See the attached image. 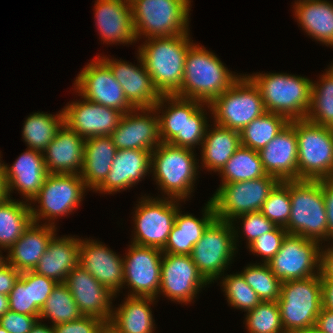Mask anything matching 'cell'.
<instances>
[{"mask_svg":"<svg viewBox=\"0 0 333 333\" xmlns=\"http://www.w3.org/2000/svg\"><path fill=\"white\" fill-rule=\"evenodd\" d=\"M206 106L210 105L177 95H161L154 108L159 118L162 143L192 150L202 145L206 128L210 125Z\"/></svg>","mask_w":333,"mask_h":333,"instance_id":"cell-1","label":"cell"},{"mask_svg":"<svg viewBox=\"0 0 333 333\" xmlns=\"http://www.w3.org/2000/svg\"><path fill=\"white\" fill-rule=\"evenodd\" d=\"M189 35L150 38L138 47L137 52L160 95H176L180 91L185 58L194 44Z\"/></svg>","mask_w":333,"mask_h":333,"instance_id":"cell-2","label":"cell"},{"mask_svg":"<svg viewBox=\"0 0 333 333\" xmlns=\"http://www.w3.org/2000/svg\"><path fill=\"white\" fill-rule=\"evenodd\" d=\"M240 76L228 70L213 52L194 43L187 52L183 82L176 95L210 104Z\"/></svg>","mask_w":333,"mask_h":333,"instance_id":"cell-3","label":"cell"},{"mask_svg":"<svg viewBox=\"0 0 333 333\" xmlns=\"http://www.w3.org/2000/svg\"><path fill=\"white\" fill-rule=\"evenodd\" d=\"M259 88L266 112L289 122L306 118L311 103L312 80L287 73L246 74Z\"/></svg>","mask_w":333,"mask_h":333,"instance_id":"cell-4","label":"cell"},{"mask_svg":"<svg viewBox=\"0 0 333 333\" xmlns=\"http://www.w3.org/2000/svg\"><path fill=\"white\" fill-rule=\"evenodd\" d=\"M195 156L192 149L162 142L151 152V173L163 198L185 202L192 195L200 167Z\"/></svg>","mask_w":333,"mask_h":333,"instance_id":"cell-5","label":"cell"},{"mask_svg":"<svg viewBox=\"0 0 333 333\" xmlns=\"http://www.w3.org/2000/svg\"><path fill=\"white\" fill-rule=\"evenodd\" d=\"M290 218L284 227L288 234L319 242L328 241V223L323 180L289 181Z\"/></svg>","mask_w":333,"mask_h":333,"instance_id":"cell-6","label":"cell"},{"mask_svg":"<svg viewBox=\"0 0 333 333\" xmlns=\"http://www.w3.org/2000/svg\"><path fill=\"white\" fill-rule=\"evenodd\" d=\"M136 39L189 33L190 0H129Z\"/></svg>","mask_w":333,"mask_h":333,"instance_id":"cell-7","label":"cell"},{"mask_svg":"<svg viewBox=\"0 0 333 333\" xmlns=\"http://www.w3.org/2000/svg\"><path fill=\"white\" fill-rule=\"evenodd\" d=\"M277 302L285 333L314 327L323 308L320 274L282 282Z\"/></svg>","mask_w":333,"mask_h":333,"instance_id":"cell-8","label":"cell"},{"mask_svg":"<svg viewBox=\"0 0 333 333\" xmlns=\"http://www.w3.org/2000/svg\"><path fill=\"white\" fill-rule=\"evenodd\" d=\"M209 105L214 124L237 132L266 112L259 88L246 74Z\"/></svg>","mask_w":333,"mask_h":333,"instance_id":"cell-9","label":"cell"},{"mask_svg":"<svg viewBox=\"0 0 333 333\" xmlns=\"http://www.w3.org/2000/svg\"><path fill=\"white\" fill-rule=\"evenodd\" d=\"M298 180L333 179V128L295 120Z\"/></svg>","mask_w":333,"mask_h":333,"instance_id":"cell-10","label":"cell"},{"mask_svg":"<svg viewBox=\"0 0 333 333\" xmlns=\"http://www.w3.org/2000/svg\"><path fill=\"white\" fill-rule=\"evenodd\" d=\"M239 231V232H238ZM240 230L234 222L215 219L194 245L190 254L199 272L211 284L221 279L224 270L232 264Z\"/></svg>","mask_w":333,"mask_h":333,"instance_id":"cell-11","label":"cell"},{"mask_svg":"<svg viewBox=\"0 0 333 333\" xmlns=\"http://www.w3.org/2000/svg\"><path fill=\"white\" fill-rule=\"evenodd\" d=\"M86 189L89 190L79 174L49 173L37 195L29 202L39 204L37 207L30 205L32 221L47 220L49 225L55 226L57 217L67 216L80 206Z\"/></svg>","mask_w":333,"mask_h":333,"instance_id":"cell-12","label":"cell"},{"mask_svg":"<svg viewBox=\"0 0 333 333\" xmlns=\"http://www.w3.org/2000/svg\"><path fill=\"white\" fill-rule=\"evenodd\" d=\"M280 181L271 175L243 182L220 184L210 198L217 219L231 222L235 217L260 211Z\"/></svg>","mask_w":333,"mask_h":333,"instance_id":"cell-13","label":"cell"},{"mask_svg":"<svg viewBox=\"0 0 333 333\" xmlns=\"http://www.w3.org/2000/svg\"><path fill=\"white\" fill-rule=\"evenodd\" d=\"M142 196L133 217L134 237L131 243L163 249L175 223L181 200Z\"/></svg>","mask_w":333,"mask_h":333,"instance_id":"cell-14","label":"cell"},{"mask_svg":"<svg viewBox=\"0 0 333 333\" xmlns=\"http://www.w3.org/2000/svg\"><path fill=\"white\" fill-rule=\"evenodd\" d=\"M321 245L316 240L287 234L280 250L267 264L281 282L317 276L320 274Z\"/></svg>","mask_w":333,"mask_h":333,"instance_id":"cell-15","label":"cell"},{"mask_svg":"<svg viewBox=\"0 0 333 333\" xmlns=\"http://www.w3.org/2000/svg\"><path fill=\"white\" fill-rule=\"evenodd\" d=\"M84 67L73 83L78 96L123 114L134 109L109 66L99 56Z\"/></svg>","mask_w":333,"mask_h":333,"instance_id":"cell-16","label":"cell"},{"mask_svg":"<svg viewBox=\"0 0 333 333\" xmlns=\"http://www.w3.org/2000/svg\"><path fill=\"white\" fill-rule=\"evenodd\" d=\"M123 257L124 286L130 288L127 296L158 298L161 282V249L131 243ZM127 284V285H126Z\"/></svg>","mask_w":333,"mask_h":333,"instance_id":"cell-17","label":"cell"},{"mask_svg":"<svg viewBox=\"0 0 333 333\" xmlns=\"http://www.w3.org/2000/svg\"><path fill=\"white\" fill-rule=\"evenodd\" d=\"M207 284L210 283L199 272L190 255L163 253L159 295L162 293L179 304H189Z\"/></svg>","mask_w":333,"mask_h":333,"instance_id":"cell-18","label":"cell"},{"mask_svg":"<svg viewBox=\"0 0 333 333\" xmlns=\"http://www.w3.org/2000/svg\"><path fill=\"white\" fill-rule=\"evenodd\" d=\"M110 137L117 150L153 151L162 142L155 108H136L124 113Z\"/></svg>","mask_w":333,"mask_h":333,"instance_id":"cell-19","label":"cell"},{"mask_svg":"<svg viewBox=\"0 0 333 333\" xmlns=\"http://www.w3.org/2000/svg\"><path fill=\"white\" fill-rule=\"evenodd\" d=\"M72 101L62 109L64 123L85 140L96 136H110L123 113L86 100Z\"/></svg>","mask_w":333,"mask_h":333,"instance_id":"cell-20","label":"cell"},{"mask_svg":"<svg viewBox=\"0 0 333 333\" xmlns=\"http://www.w3.org/2000/svg\"><path fill=\"white\" fill-rule=\"evenodd\" d=\"M64 284L72 293V297L83 316H93L102 321L112 318L113 294L107 287L97 281L80 264L67 275Z\"/></svg>","mask_w":333,"mask_h":333,"instance_id":"cell-21","label":"cell"},{"mask_svg":"<svg viewBox=\"0 0 333 333\" xmlns=\"http://www.w3.org/2000/svg\"><path fill=\"white\" fill-rule=\"evenodd\" d=\"M137 56L140 63L138 67L121 59H109L106 56L99 55L121 85L128 103L134 109L152 108L158 103L161 95L154 87L141 56L139 54Z\"/></svg>","mask_w":333,"mask_h":333,"instance_id":"cell-22","label":"cell"},{"mask_svg":"<svg viewBox=\"0 0 333 333\" xmlns=\"http://www.w3.org/2000/svg\"><path fill=\"white\" fill-rule=\"evenodd\" d=\"M79 264L115 296L123 288V258L102 242L94 239H81Z\"/></svg>","mask_w":333,"mask_h":333,"instance_id":"cell-23","label":"cell"},{"mask_svg":"<svg viewBox=\"0 0 333 333\" xmlns=\"http://www.w3.org/2000/svg\"><path fill=\"white\" fill-rule=\"evenodd\" d=\"M264 171L279 181L298 180V144L295 120L290 121L259 151Z\"/></svg>","mask_w":333,"mask_h":333,"instance_id":"cell-24","label":"cell"},{"mask_svg":"<svg viewBox=\"0 0 333 333\" xmlns=\"http://www.w3.org/2000/svg\"><path fill=\"white\" fill-rule=\"evenodd\" d=\"M151 152L140 149L117 150L107 177L94 192L113 194L142 181L151 173Z\"/></svg>","mask_w":333,"mask_h":333,"instance_id":"cell-25","label":"cell"},{"mask_svg":"<svg viewBox=\"0 0 333 333\" xmlns=\"http://www.w3.org/2000/svg\"><path fill=\"white\" fill-rule=\"evenodd\" d=\"M94 10L95 24L103 44L137 42L129 0H96Z\"/></svg>","mask_w":333,"mask_h":333,"instance_id":"cell-26","label":"cell"},{"mask_svg":"<svg viewBox=\"0 0 333 333\" xmlns=\"http://www.w3.org/2000/svg\"><path fill=\"white\" fill-rule=\"evenodd\" d=\"M48 174L43 152L27 148L12 166L5 164L4 175L8 198L16 189L23 199L25 198V202H31L43 186Z\"/></svg>","mask_w":333,"mask_h":333,"instance_id":"cell-27","label":"cell"},{"mask_svg":"<svg viewBox=\"0 0 333 333\" xmlns=\"http://www.w3.org/2000/svg\"><path fill=\"white\" fill-rule=\"evenodd\" d=\"M85 139L65 123L43 151L48 173L80 174L84 158Z\"/></svg>","mask_w":333,"mask_h":333,"instance_id":"cell-28","label":"cell"},{"mask_svg":"<svg viewBox=\"0 0 333 333\" xmlns=\"http://www.w3.org/2000/svg\"><path fill=\"white\" fill-rule=\"evenodd\" d=\"M56 227L31 222L22 236L8 249L4 260L20 272L34 270L56 234Z\"/></svg>","mask_w":333,"mask_h":333,"instance_id":"cell-29","label":"cell"},{"mask_svg":"<svg viewBox=\"0 0 333 333\" xmlns=\"http://www.w3.org/2000/svg\"><path fill=\"white\" fill-rule=\"evenodd\" d=\"M203 209L201 219L190 213L181 214V209H178L175 223L165 247L162 249L163 253L175 255L191 254L194 245L204 234L207 227L217 218L211 200H208Z\"/></svg>","mask_w":333,"mask_h":333,"instance_id":"cell-30","label":"cell"},{"mask_svg":"<svg viewBox=\"0 0 333 333\" xmlns=\"http://www.w3.org/2000/svg\"><path fill=\"white\" fill-rule=\"evenodd\" d=\"M56 235L50 240L33 271L57 283H64L67 275L79 264L81 238L65 235L60 238Z\"/></svg>","mask_w":333,"mask_h":333,"instance_id":"cell-31","label":"cell"},{"mask_svg":"<svg viewBox=\"0 0 333 333\" xmlns=\"http://www.w3.org/2000/svg\"><path fill=\"white\" fill-rule=\"evenodd\" d=\"M295 18L307 35L333 47V2L327 0H297L293 6Z\"/></svg>","mask_w":333,"mask_h":333,"instance_id":"cell-32","label":"cell"},{"mask_svg":"<svg viewBox=\"0 0 333 333\" xmlns=\"http://www.w3.org/2000/svg\"><path fill=\"white\" fill-rule=\"evenodd\" d=\"M117 153L110 136H96L85 140L80 177L85 186L95 190L107 177Z\"/></svg>","mask_w":333,"mask_h":333,"instance_id":"cell-33","label":"cell"},{"mask_svg":"<svg viewBox=\"0 0 333 333\" xmlns=\"http://www.w3.org/2000/svg\"><path fill=\"white\" fill-rule=\"evenodd\" d=\"M206 128L202 142L201 166L208 171L218 173L241 146L240 132L214 124L211 130Z\"/></svg>","mask_w":333,"mask_h":333,"instance_id":"cell-34","label":"cell"},{"mask_svg":"<svg viewBox=\"0 0 333 333\" xmlns=\"http://www.w3.org/2000/svg\"><path fill=\"white\" fill-rule=\"evenodd\" d=\"M119 307H113L111 322L122 333H154L151 305L154 297L128 296Z\"/></svg>","mask_w":333,"mask_h":333,"instance_id":"cell-35","label":"cell"},{"mask_svg":"<svg viewBox=\"0 0 333 333\" xmlns=\"http://www.w3.org/2000/svg\"><path fill=\"white\" fill-rule=\"evenodd\" d=\"M30 205L11 198L0 204V250H8L31 224Z\"/></svg>","mask_w":333,"mask_h":333,"instance_id":"cell-36","label":"cell"},{"mask_svg":"<svg viewBox=\"0 0 333 333\" xmlns=\"http://www.w3.org/2000/svg\"><path fill=\"white\" fill-rule=\"evenodd\" d=\"M27 117L23 124L22 138L28 149L43 152L63 125L64 112L61 110L53 115L42 111Z\"/></svg>","mask_w":333,"mask_h":333,"instance_id":"cell-37","label":"cell"},{"mask_svg":"<svg viewBox=\"0 0 333 333\" xmlns=\"http://www.w3.org/2000/svg\"><path fill=\"white\" fill-rule=\"evenodd\" d=\"M221 184L243 182L266 176L258 151L241 145L218 173Z\"/></svg>","mask_w":333,"mask_h":333,"instance_id":"cell-38","label":"cell"},{"mask_svg":"<svg viewBox=\"0 0 333 333\" xmlns=\"http://www.w3.org/2000/svg\"><path fill=\"white\" fill-rule=\"evenodd\" d=\"M319 79L312 81L311 103L305 119L333 128V63Z\"/></svg>","mask_w":333,"mask_h":333,"instance_id":"cell-39","label":"cell"},{"mask_svg":"<svg viewBox=\"0 0 333 333\" xmlns=\"http://www.w3.org/2000/svg\"><path fill=\"white\" fill-rule=\"evenodd\" d=\"M289 121L282 115L265 112L240 131L241 145L255 151L264 148Z\"/></svg>","mask_w":333,"mask_h":333,"instance_id":"cell-40","label":"cell"},{"mask_svg":"<svg viewBox=\"0 0 333 333\" xmlns=\"http://www.w3.org/2000/svg\"><path fill=\"white\" fill-rule=\"evenodd\" d=\"M82 316L68 287L64 283H58L41 308L39 321L46 318L51 320L52 326H55L77 320Z\"/></svg>","mask_w":333,"mask_h":333,"instance_id":"cell-41","label":"cell"},{"mask_svg":"<svg viewBox=\"0 0 333 333\" xmlns=\"http://www.w3.org/2000/svg\"><path fill=\"white\" fill-rule=\"evenodd\" d=\"M240 274L261 301L279 299L282 282L273 274L267 263L248 264Z\"/></svg>","mask_w":333,"mask_h":333,"instance_id":"cell-42","label":"cell"},{"mask_svg":"<svg viewBox=\"0 0 333 333\" xmlns=\"http://www.w3.org/2000/svg\"><path fill=\"white\" fill-rule=\"evenodd\" d=\"M245 325L248 333H285L277 301H262L246 312Z\"/></svg>","mask_w":333,"mask_h":333,"instance_id":"cell-43","label":"cell"},{"mask_svg":"<svg viewBox=\"0 0 333 333\" xmlns=\"http://www.w3.org/2000/svg\"><path fill=\"white\" fill-rule=\"evenodd\" d=\"M220 283L231 307L249 312L262 302L240 272L226 275Z\"/></svg>","mask_w":333,"mask_h":333,"instance_id":"cell-44","label":"cell"},{"mask_svg":"<svg viewBox=\"0 0 333 333\" xmlns=\"http://www.w3.org/2000/svg\"><path fill=\"white\" fill-rule=\"evenodd\" d=\"M289 181H280L270 192L260 212L276 226L285 227L290 218Z\"/></svg>","mask_w":333,"mask_h":333,"instance_id":"cell-45","label":"cell"},{"mask_svg":"<svg viewBox=\"0 0 333 333\" xmlns=\"http://www.w3.org/2000/svg\"><path fill=\"white\" fill-rule=\"evenodd\" d=\"M9 310L19 314L39 316L40 309L32 304L30 286V271L21 272L19 279L14 284L8 295Z\"/></svg>","mask_w":333,"mask_h":333,"instance_id":"cell-46","label":"cell"},{"mask_svg":"<svg viewBox=\"0 0 333 333\" xmlns=\"http://www.w3.org/2000/svg\"><path fill=\"white\" fill-rule=\"evenodd\" d=\"M286 229L276 226L272 231L264 233L253 240L247 247L254 255H260L263 263H268L270 259L280 250L285 236Z\"/></svg>","mask_w":333,"mask_h":333,"instance_id":"cell-47","label":"cell"},{"mask_svg":"<svg viewBox=\"0 0 333 333\" xmlns=\"http://www.w3.org/2000/svg\"><path fill=\"white\" fill-rule=\"evenodd\" d=\"M242 220L240 223L242 235H245L247 239L246 243L248 246L253 240L260 235L272 231L276 225L266 218L260 211L250 212L235 217L231 222Z\"/></svg>","mask_w":333,"mask_h":333,"instance_id":"cell-48","label":"cell"},{"mask_svg":"<svg viewBox=\"0 0 333 333\" xmlns=\"http://www.w3.org/2000/svg\"><path fill=\"white\" fill-rule=\"evenodd\" d=\"M57 284L58 283L53 279L30 270L32 304H35L41 310Z\"/></svg>","mask_w":333,"mask_h":333,"instance_id":"cell-49","label":"cell"},{"mask_svg":"<svg viewBox=\"0 0 333 333\" xmlns=\"http://www.w3.org/2000/svg\"><path fill=\"white\" fill-rule=\"evenodd\" d=\"M39 320V316L19 314L8 310L0 317V325L9 333H29Z\"/></svg>","mask_w":333,"mask_h":333,"instance_id":"cell-50","label":"cell"},{"mask_svg":"<svg viewBox=\"0 0 333 333\" xmlns=\"http://www.w3.org/2000/svg\"><path fill=\"white\" fill-rule=\"evenodd\" d=\"M103 321L93 316H82L77 320L53 326L54 333H98Z\"/></svg>","mask_w":333,"mask_h":333,"instance_id":"cell-51","label":"cell"},{"mask_svg":"<svg viewBox=\"0 0 333 333\" xmlns=\"http://www.w3.org/2000/svg\"><path fill=\"white\" fill-rule=\"evenodd\" d=\"M21 272L5 260L0 263V293L8 296L14 284L19 279Z\"/></svg>","mask_w":333,"mask_h":333,"instance_id":"cell-52","label":"cell"},{"mask_svg":"<svg viewBox=\"0 0 333 333\" xmlns=\"http://www.w3.org/2000/svg\"><path fill=\"white\" fill-rule=\"evenodd\" d=\"M323 195L328 223V241H331L333 239V179L323 180Z\"/></svg>","mask_w":333,"mask_h":333,"instance_id":"cell-53","label":"cell"},{"mask_svg":"<svg viewBox=\"0 0 333 333\" xmlns=\"http://www.w3.org/2000/svg\"><path fill=\"white\" fill-rule=\"evenodd\" d=\"M333 244V242H331ZM321 249L320 276L321 280H333V245Z\"/></svg>","mask_w":333,"mask_h":333,"instance_id":"cell-54","label":"cell"},{"mask_svg":"<svg viewBox=\"0 0 333 333\" xmlns=\"http://www.w3.org/2000/svg\"><path fill=\"white\" fill-rule=\"evenodd\" d=\"M315 326L323 333H333V311L322 308Z\"/></svg>","mask_w":333,"mask_h":333,"instance_id":"cell-55","label":"cell"},{"mask_svg":"<svg viewBox=\"0 0 333 333\" xmlns=\"http://www.w3.org/2000/svg\"><path fill=\"white\" fill-rule=\"evenodd\" d=\"M323 308L333 311V280H321Z\"/></svg>","mask_w":333,"mask_h":333,"instance_id":"cell-56","label":"cell"},{"mask_svg":"<svg viewBox=\"0 0 333 333\" xmlns=\"http://www.w3.org/2000/svg\"><path fill=\"white\" fill-rule=\"evenodd\" d=\"M98 333H122L117 326L111 321H103Z\"/></svg>","mask_w":333,"mask_h":333,"instance_id":"cell-57","label":"cell"},{"mask_svg":"<svg viewBox=\"0 0 333 333\" xmlns=\"http://www.w3.org/2000/svg\"><path fill=\"white\" fill-rule=\"evenodd\" d=\"M29 333H54V330L52 325L48 327L47 324L38 320Z\"/></svg>","mask_w":333,"mask_h":333,"instance_id":"cell-58","label":"cell"},{"mask_svg":"<svg viewBox=\"0 0 333 333\" xmlns=\"http://www.w3.org/2000/svg\"><path fill=\"white\" fill-rule=\"evenodd\" d=\"M8 198L4 172H0V204Z\"/></svg>","mask_w":333,"mask_h":333,"instance_id":"cell-59","label":"cell"},{"mask_svg":"<svg viewBox=\"0 0 333 333\" xmlns=\"http://www.w3.org/2000/svg\"><path fill=\"white\" fill-rule=\"evenodd\" d=\"M9 310L8 296L0 293V317Z\"/></svg>","mask_w":333,"mask_h":333,"instance_id":"cell-60","label":"cell"},{"mask_svg":"<svg viewBox=\"0 0 333 333\" xmlns=\"http://www.w3.org/2000/svg\"><path fill=\"white\" fill-rule=\"evenodd\" d=\"M294 333H323V332H321L316 326H314L311 328H307L305 330L296 331Z\"/></svg>","mask_w":333,"mask_h":333,"instance_id":"cell-61","label":"cell"},{"mask_svg":"<svg viewBox=\"0 0 333 333\" xmlns=\"http://www.w3.org/2000/svg\"><path fill=\"white\" fill-rule=\"evenodd\" d=\"M1 153V152H0ZM0 158H2L1 157V154H0ZM2 161H1V159H0V172H4V167H5V164H4V162L3 163H1Z\"/></svg>","mask_w":333,"mask_h":333,"instance_id":"cell-62","label":"cell"},{"mask_svg":"<svg viewBox=\"0 0 333 333\" xmlns=\"http://www.w3.org/2000/svg\"><path fill=\"white\" fill-rule=\"evenodd\" d=\"M0 333H9V332L0 325Z\"/></svg>","mask_w":333,"mask_h":333,"instance_id":"cell-63","label":"cell"},{"mask_svg":"<svg viewBox=\"0 0 333 333\" xmlns=\"http://www.w3.org/2000/svg\"><path fill=\"white\" fill-rule=\"evenodd\" d=\"M2 261H4V257H3V255H2L1 250H0V263H1Z\"/></svg>","mask_w":333,"mask_h":333,"instance_id":"cell-64","label":"cell"}]
</instances>
